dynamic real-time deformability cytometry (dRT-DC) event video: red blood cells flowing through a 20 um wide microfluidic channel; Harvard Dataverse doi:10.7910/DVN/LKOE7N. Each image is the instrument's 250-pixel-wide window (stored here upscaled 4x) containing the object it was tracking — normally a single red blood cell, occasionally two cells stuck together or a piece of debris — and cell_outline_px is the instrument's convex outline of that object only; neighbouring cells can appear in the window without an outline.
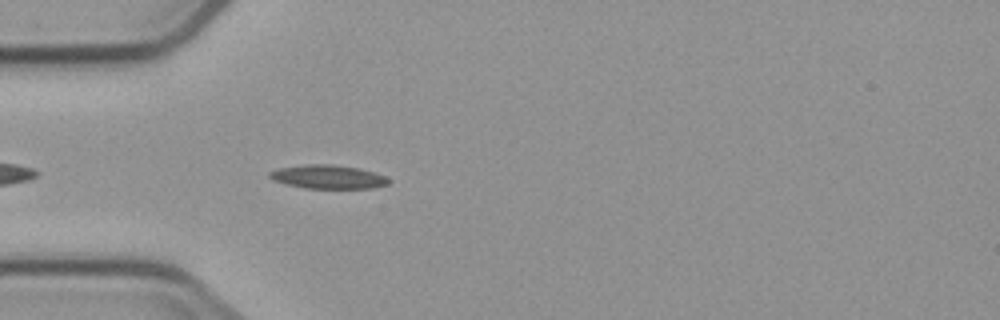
{"species": "common noctule bat (a hibernating species)", "species_latin": "Nyctalus noctula", "temperature_condition": "cold", "stored_images_in_passage": 4, "camera_frame_rate_fps": 3000, "um_per_image_px": 0.085, "animal": {"sex": "male", "body_mass_g": 23.1, "forearm_length_mm": 52.7}, "frame": {"image": 1, "passage_image": 4, "time_ms": 3.667, "image_size_px": [1000, 320], "cell_outline_px": [[388, 184], [372, 188], [304, 188], [272, 180], [268, 176], [268, 172], [280, 168], [304, 164], [332, 164], [356, 168], [372, 172], [384, 176], [388, 180]], "centroid_in_image_um": [27.82, 15.03], "position_along_channel_um": 57.2, "area_um2": 16.18}}